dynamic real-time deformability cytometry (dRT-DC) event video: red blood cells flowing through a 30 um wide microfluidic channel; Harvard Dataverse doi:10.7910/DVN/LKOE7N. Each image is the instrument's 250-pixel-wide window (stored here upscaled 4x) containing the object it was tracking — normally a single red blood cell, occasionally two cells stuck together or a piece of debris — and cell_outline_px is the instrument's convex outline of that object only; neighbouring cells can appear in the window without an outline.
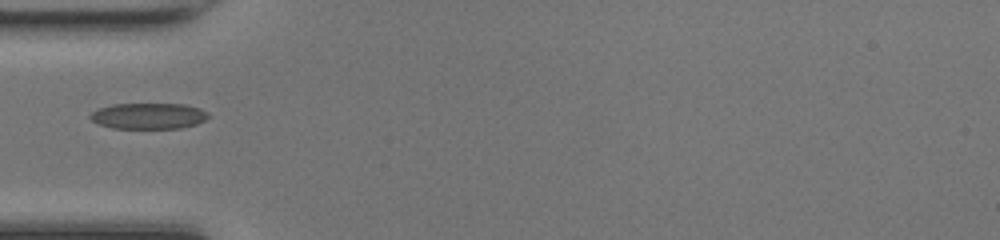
{"species": "common noctule bat (a hibernating species)", "species_latin": "Nyctalus noctula", "temperature_condition": "room temperature", "stored_images_in_passage": 32, "camera_frame_rate_fps": 3000, "um_per_image_px": 0.085, "animal": {"sex": "female", "body_mass_g": 17.0, "forearm_length_mm": 48.0}, "frame": {"image": 1, "passage_image": 1, "time_ms": 0.0, "image_size_px": [1000, 240], "cell_outline_px": [[208, 116], [204, 120], [196, 124], [180, 128], [112, 128], [100, 124], [92, 120], [88, 116], [92, 112], [100, 108], [112, 104], [184, 104], [200, 108], [208, 112]], "centroid_in_image_um": [12.63, 9.85], "position_along_channel_um": 72.4, "area_um2": 17.74}}